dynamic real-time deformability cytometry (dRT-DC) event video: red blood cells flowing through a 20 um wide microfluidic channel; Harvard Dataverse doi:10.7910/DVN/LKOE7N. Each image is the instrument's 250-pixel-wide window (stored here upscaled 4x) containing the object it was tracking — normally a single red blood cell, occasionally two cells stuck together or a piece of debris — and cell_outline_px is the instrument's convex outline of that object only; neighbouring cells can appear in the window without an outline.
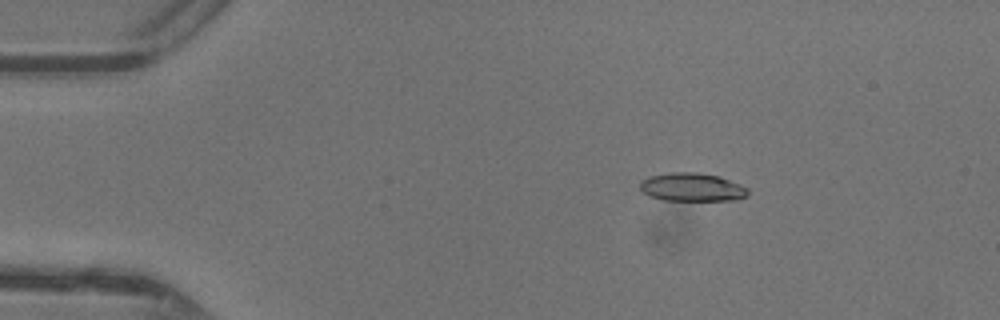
{"species": "common noctule bat (a hibernating species)", "species_latin": "Nyctalus noctula", "temperature_condition": "warm", "stored_images_in_passage": 47, "camera_frame_rate_fps": 3000, "um_per_image_px": 0.085, "animal": {"sex": "female"}, "frame": {"image": 1, "passage_image": 8, "time_ms": 2.333, "image_size_px": [1000, 320], "cell_outline_px": [[748, 196], [736, 200], [664, 200], [648, 196], [640, 188], [640, 180], [648, 176], [668, 172], [696, 172], [720, 176], [740, 184], [748, 188]], "centroid_in_image_um": [58.81, 15.9], "position_along_channel_um": 26.2, "area_um2": 18.03}}
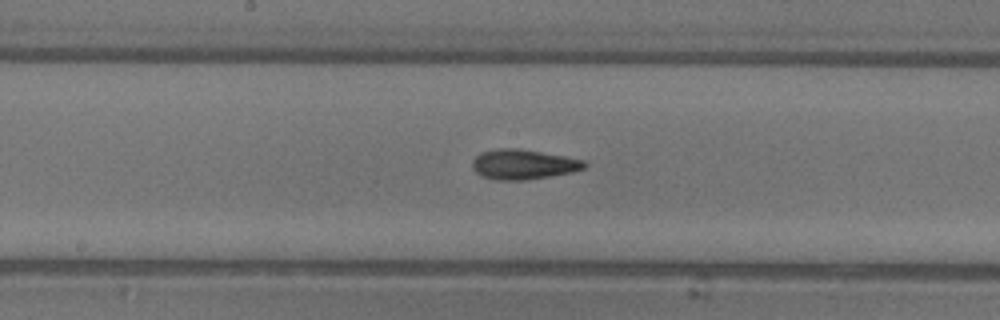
{"frame": {"image": 2, "passage_image": 25, "time_ms": 8.0, "image_size_px": [1000, 320], "cell_outline_px": [[588, 164], [584, 168], [572, 172], [524, 180], [496, 180], [484, 176], [476, 172], [472, 168], [472, 160], [480, 152], [500, 148], [516, 148], [564, 156], [584, 160]], "centroid_in_image_um": [44.46, 13.97], "position_along_channel_um": 203.7, "area_um2": 19.36}}
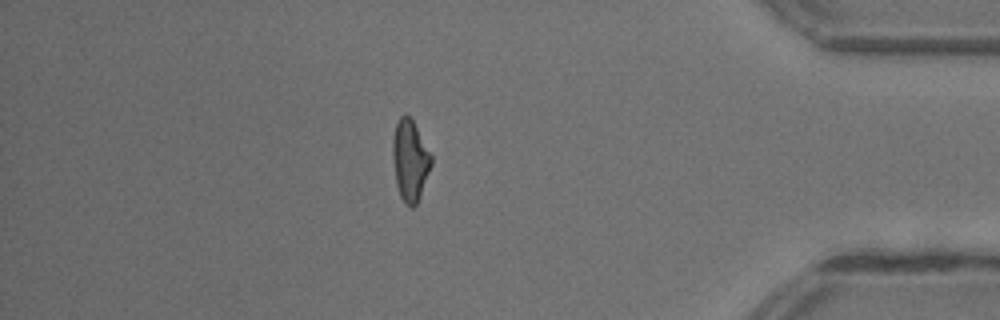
{"frame": {"image": 3, "passage_image": 41, "time_ms": 13.333, "image_size_px": [1000, 320], "cell_outline_px": [[432, 164], [416, 204], [412, 208], [404, 204], [400, 196], [396, 184], [392, 156], [392, 140], [396, 124], [400, 116], [408, 116], [412, 120], [432, 156]], "centroid_in_image_um": [34.83, 13.66], "position_along_channel_um": 400.4, "area_um2": 17.98}, "authors_computed_cell_mechanics": {"area_um2": 18.3226, "velocity_mm_per_s": 4.4135, "shape_relaxation_time_tau1_ms": 5.8311, "shape_relaxation_time_tau2_ms": 2.4471, "deformation_change_tau1": 0.1994, "deformation_change_tau2": 0.1112}}